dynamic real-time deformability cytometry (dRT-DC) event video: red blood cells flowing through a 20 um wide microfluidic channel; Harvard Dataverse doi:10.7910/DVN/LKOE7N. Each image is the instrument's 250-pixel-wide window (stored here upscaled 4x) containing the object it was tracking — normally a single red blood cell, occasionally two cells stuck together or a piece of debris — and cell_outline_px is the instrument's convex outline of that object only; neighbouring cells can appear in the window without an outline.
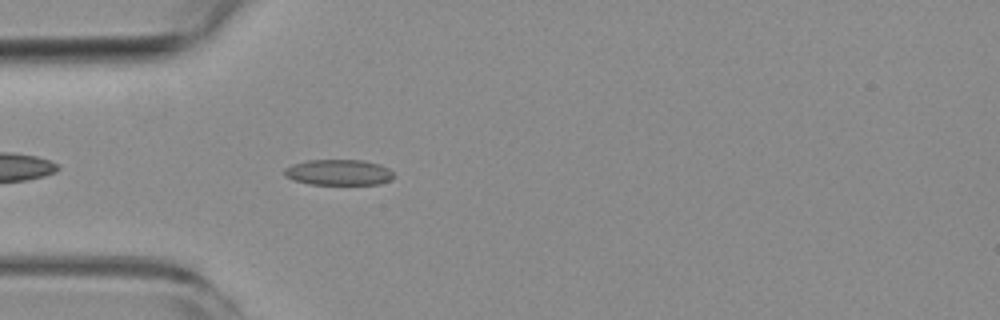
{"species": "common noctule bat (a hibernating species)", "species_latin": "Nyctalus noctula", "temperature_condition": "room temperature", "stored_images_in_passage": 10, "camera_frame_rate_fps": 3000, "um_per_image_px": 0.085, "animal": {"sex": "female", "body_mass_g": 19.3, "forearm_length_mm": 54.1}, "frame": {"image": 1, "passage_image": 4, "time_ms": 1.0, "image_size_px": [1000, 320], "cell_outline_px": [[392, 180], [380, 184], [308, 184], [292, 180], [284, 176], [284, 168], [292, 164], [304, 160], [364, 160], [380, 164], [388, 168], [392, 172]], "centroid_in_image_um": [28.75, 14.65], "position_along_channel_um": 56.3, "area_um2": 16.59}}
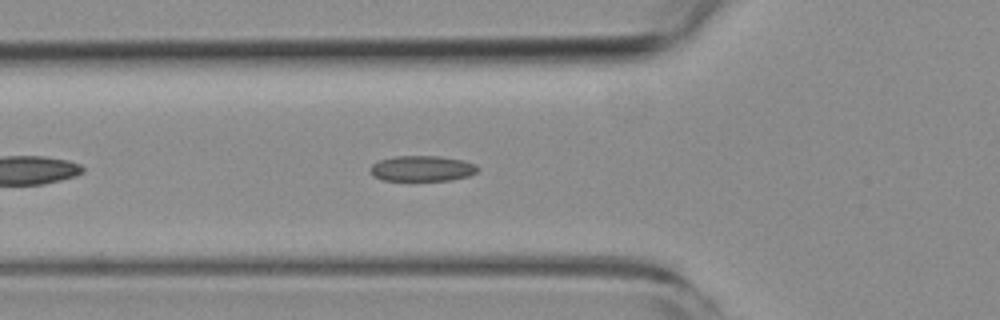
{"frame": {"image": 2, "passage_image": 7, "time_ms": 2.0, "image_size_px": [1000, 320], "cell_outline_px": [[480, 168], [476, 172], [468, 176], [452, 180], [380, 180], [372, 176], [368, 172], [372, 164], [380, 160], [392, 156], [440, 156], [464, 160], [476, 164]], "centroid_in_image_um": [35.86, 14.32], "position_along_channel_um": 89.9, "area_um2": 16.24}}